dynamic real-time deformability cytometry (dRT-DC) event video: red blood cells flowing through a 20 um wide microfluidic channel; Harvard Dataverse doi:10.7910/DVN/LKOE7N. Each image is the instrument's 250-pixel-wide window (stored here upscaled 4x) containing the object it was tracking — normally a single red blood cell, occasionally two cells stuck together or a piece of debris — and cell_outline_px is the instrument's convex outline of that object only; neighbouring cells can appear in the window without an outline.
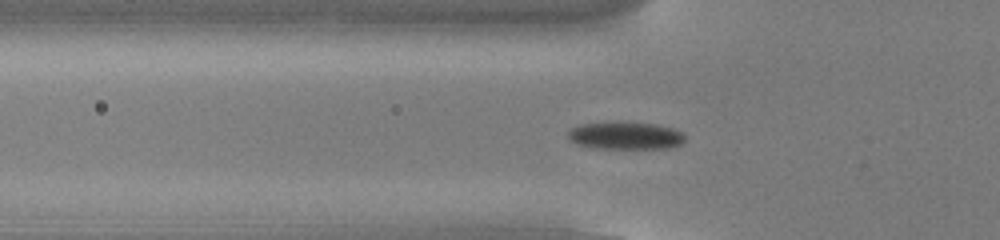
{"species": "common noctule bat (a hibernating species)", "species_latin": "Nyctalus noctula", "temperature_condition": "cold", "stored_images_in_passage": 55, "camera_frame_rate_fps": 3000, "um_per_image_px": 0.085, "animal": {"sex": "male", "body_mass_g": 13.0, "forearm_length_mm": 53.1}, "frame": {"image": 1, "passage_image": 19, "time_ms": 6.0, "image_size_px": [1000, 240], "cell_outline_px": [[684, 140], [680, 144], [668, 148], [592, 148], [576, 144], [568, 136], [568, 132], [572, 128], [580, 124], [620, 120], [656, 124], [672, 128], [684, 132]], "centroid_in_image_um": [53.16, 11.5], "position_along_channel_um": 72.6, "area_um2": 19.13}}
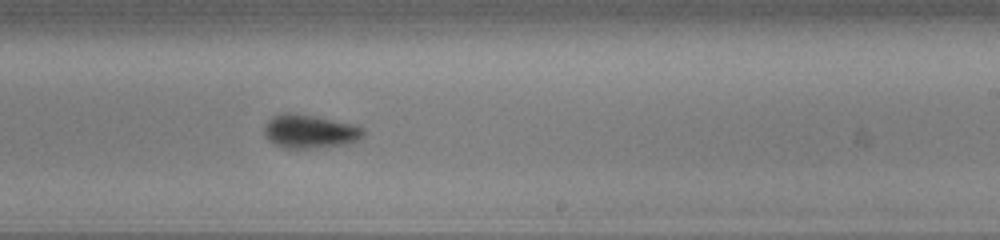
{"frame": {"image": 2, "passage_image": 34, "time_ms": 11.0, "image_size_px": [1000, 240], "cell_outline_px": [[364, 136], [360, 140], [352, 144], [312, 148], [284, 148], [268, 140], [264, 136], [264, 128], [268, 120], [272, 116], [284, 112], [296, 112], [316, 116], [352, 124], [364, 128]], "centroid_in_image_um": [26.35, 11.16], "position_along_channel_um": 262.7, "area_um2": 19.77}}
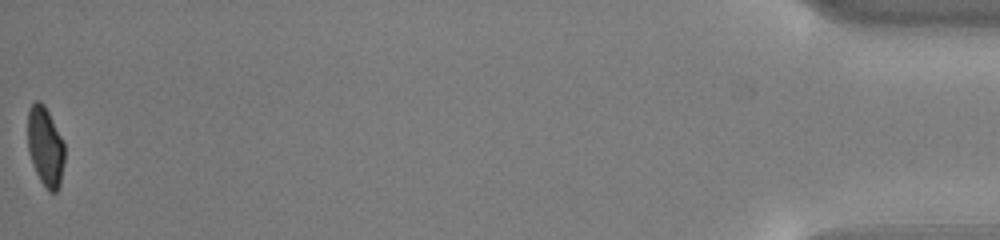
{"frame": {"image": 3, "passage_image": 55, "time_ms": 18.0, "image_size_px": [1000, 240], "cell_outline_px": [[64, 160], [60, 184], [56, 192], [48, 192], [40, 180], [32, 164], [28, 152], [28, 112], [32, 104], [36, 100], [40, 100], [44, 104], [64, 144]], "centroid_in_image_um": [3.84, 12.48], "position_along_channel_um": 431.4, "area_um2": 16.94}, "authors_computed_cell_mechanics": {"area_um2": 18.7272, "velocity_mm_per_s": 3.7991, "shape_relaxation_time_tau1_ms": 1.7201, "shape_relaxation_time_tau2_ms": 3.0282, "deformation_change_tau1": 0.1015, "deformation_change_tau2": 0.0668}}